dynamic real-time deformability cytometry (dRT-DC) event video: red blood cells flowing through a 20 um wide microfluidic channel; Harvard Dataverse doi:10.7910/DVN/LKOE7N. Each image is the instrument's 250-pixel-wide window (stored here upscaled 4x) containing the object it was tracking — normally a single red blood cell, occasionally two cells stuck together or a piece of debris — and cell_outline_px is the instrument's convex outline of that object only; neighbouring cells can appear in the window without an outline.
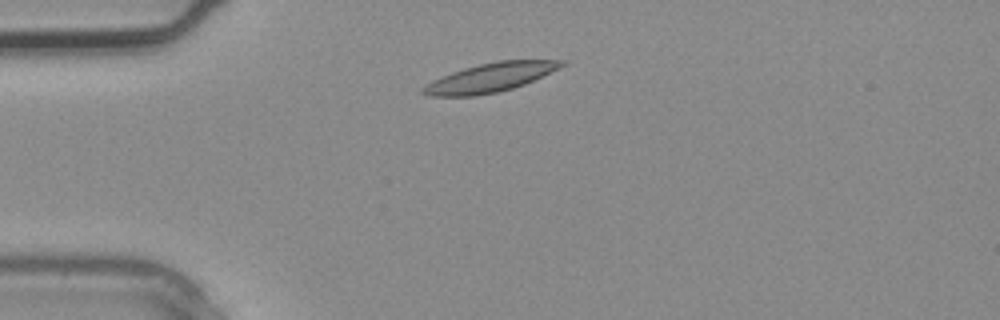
{"species": "common noctule bat (a hibernating species)", "species_latin": "Nyctalus noctula", "temperature_condition": "warm", "stored_images_in_passage": 3, "camera_frame_rate_fps": 3000, "um_per_image_px": 0.085, "animal": {"sex": "male", "body_mass_g": 20.4}, "frame": {"image": 1, "passage_image": 3, "time_ms": 0.667, "image_size_px": [1000, 320], "cell_outline_px": [[568, 64], [560, 68], [524, 84], [500, 92], [476, 96], [428, 96], [420, 92], [420, 88], [432, 80], [452, 72], [464, 68], [480, 64], [500, 60], [568, 60]], "centroid_in_image_um": [41.67, 6.6], "position_along_channel_um": 43.3, "area_um2": 23.47}}